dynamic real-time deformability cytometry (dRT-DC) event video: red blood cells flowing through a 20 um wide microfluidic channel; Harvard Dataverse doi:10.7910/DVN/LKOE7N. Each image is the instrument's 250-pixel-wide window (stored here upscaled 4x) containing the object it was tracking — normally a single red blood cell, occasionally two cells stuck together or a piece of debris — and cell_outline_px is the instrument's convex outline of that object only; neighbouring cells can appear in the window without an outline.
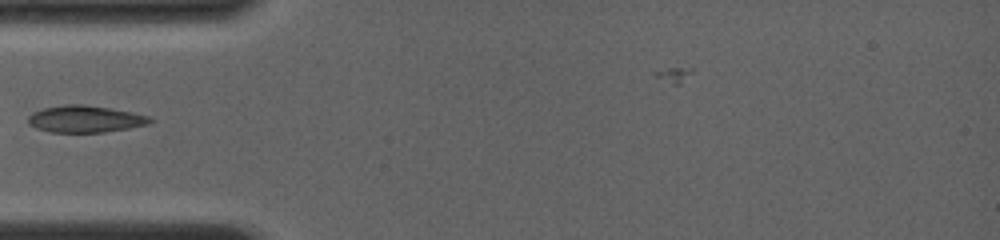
{"species": "common noctule bat (a hibernating species)", "species_latin": "Nyctalus noctula", "temperature_condition": "room temperature", "stored_images_in_passage": 4, "camera_frame_rate_fps": 4000, "um_per_image_px": 0.085, "animal": {"sex": "female", "body_mass_g": 19.0, "forearm_length_mm": 56.7}, "frame": {"image": 1, "passage_image": 3, "time_ms": 1.75, "image_size_px": [1000, 240], "cell_outline_px": [[156, 120], [148, 124], [128, 128], [104, 132], [48, 132], [36, 128], [28, 124], [28, 116], [32, 112], [44, 108], [64, 104], [84, 104], [108, 108], [148, 116]], "centroid_in_image_um": [7.2, 10.12], "position_along_channel_um": 77.8, "area_um2": 19.02}}